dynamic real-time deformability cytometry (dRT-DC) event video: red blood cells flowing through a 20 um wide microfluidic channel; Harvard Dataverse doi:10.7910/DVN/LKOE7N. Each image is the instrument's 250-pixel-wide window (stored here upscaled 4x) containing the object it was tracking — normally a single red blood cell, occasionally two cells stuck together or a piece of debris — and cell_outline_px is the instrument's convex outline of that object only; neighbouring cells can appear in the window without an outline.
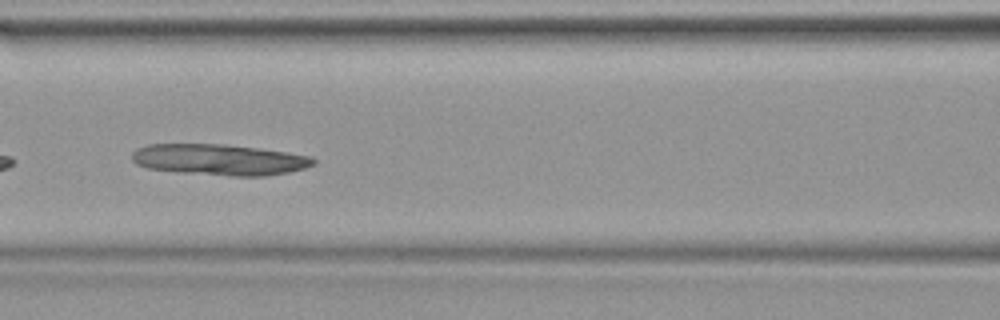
{"species": "common noctule bat (a hibernating species)", "species_latin": "Nyctalus noctula", "temperature_condition": "warm", "stored_images_in_passage": 39, "camera_frame_rate_fps": 3000, "um_per_image_px": 0.085, "animal": {"sex": "female", "body_mass_g": 19.9}, "frame": {"image": 1, "passage_image": 17, "time_ms": 5.333, "image_size_px": [1000, 320], "cell_outline_px": [[316, 164], [304, 168], [288, 172], [264, 176], [232, 176], [180, 172], [148, 168], [136, 164], [132, 160], [132, 152], [136, 148], [148, 144], [224, 144], [288, 152], [308, 156], [316, 160]], "centroid_in_image_um": [18.63, 13.57], "position_along_channel_um": 148.0, "area_um2": 32.77}}